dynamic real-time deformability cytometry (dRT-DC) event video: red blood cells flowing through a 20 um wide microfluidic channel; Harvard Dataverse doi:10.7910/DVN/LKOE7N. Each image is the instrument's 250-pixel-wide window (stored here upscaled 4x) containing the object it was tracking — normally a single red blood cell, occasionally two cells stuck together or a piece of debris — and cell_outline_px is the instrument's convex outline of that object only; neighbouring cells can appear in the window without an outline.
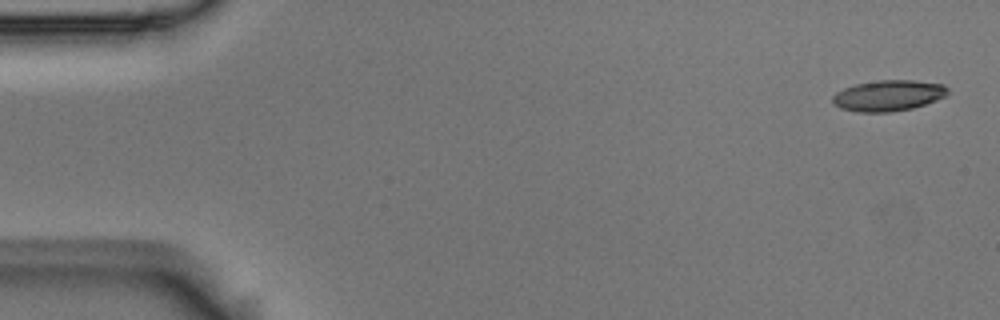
{"species": "Egyptian fruit bat (a non-hibernating species)", "species_latin": "Rousettus aegyptiacus", "temperature_condition": "room temperature", "stored_images_in_passage": 6, "camera_frame_rate_fps": 3000, "um_per_image_px": 0.085, "animal": {"sex": "male"}, "frame": {"image": 1, "passage_image": 1, "time_ms": 0.0, "image_size_px": [1000, 320], "cell_outline_px": [[948, 92], [944, 96], [936, 100], [912, 108], [892, 112], [856, 112], [840, 108], [832, 104], [832, 96], [836, 92], [844, 88], [856, 84], [880, 80], [912, 80], [944, 84], [948, 88]], "centroid_in_image_um": [75.47, 8.13], "position_along_channel_um": 9.5, "area_um2": 20.75}}
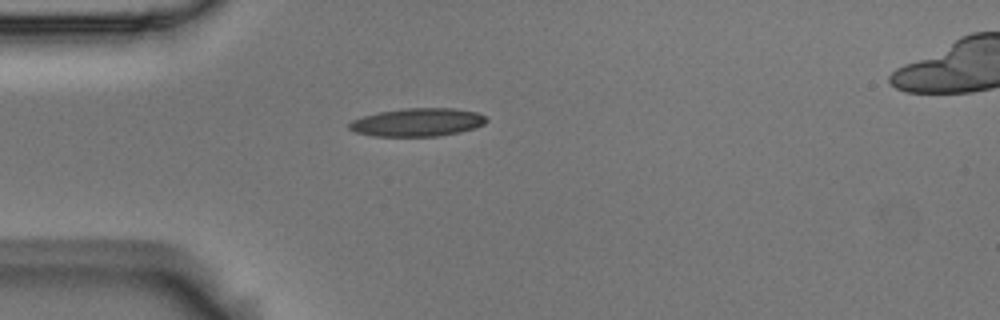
{"frame": {"image": 2, "passage_image": 5, "time_ms": 1.333, "image_size_px": [1000, 320], "cell_outline_px": [[488, 120], [484, 124], [460, 132], [440, 136], [372, 136], [352, 132], [348, 128], [348, 124], [352, 120], [364, 116], [380, 112], [404, 108], [452, 108], [476, 112], [488, 116]], "centroid_in_image_um": [35.48, 10.4], "position_along_channel_um": 49.5, "area_um2": 22.6}}